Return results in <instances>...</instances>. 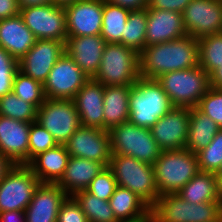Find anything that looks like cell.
Returning a JSON list of instances; mask_svg holds the SVG:
<instances>
[{
	"label": "cell",
	"mask_w": 222,
	"mask_h": 222,
	"mask_svg": "<svg viewBox=\"0 0 222 222\" xmlns=\"http://www.w3.org/2000/svg\"><path fill=\"white\" fill-rule=\"evenodd\" d=\"M177 194L189 203L220 202L216 173L199 171Z\"/></svg>",
	"instance_id": "cell-29"
},
{
	"label": "cell",
	"mask_w": 222,
	"mask_h": 222,
	"mask_svg": "<svg viewBox=\"0 0 222 222\" xmlns=\"http://www.w3.org/2000/svg\"><path fill=\"white\" fill-rule=\"evenodd\" d=\"M130 11L104 0L101 36L106 43H120Z\"/></svg>",
	"instance_id": "cell-30"
},
{
	"label": "cell",
	"mask_w": 222,
	"mask_h": 222,
	"mask_svg": "<svg viewBox=\"0 0 222 222\" xmlns=\"http://www.w3.org/2000/svg\"><path fill=\"white\" fill-rule=\"evenodd\" d=\"M199 169L202 172L218 173L222 167V129L211 143L196 152Z\"/></svg>",
	"instance_id": "cell-36"
},
{
	"label": "cell",
	"mask_w": 222,
	"mask_h": 222,
	"mask_svg": "<svg viewBox=\"0 0 222 222\" xmlns=\"http://www.w3.org/2000/svg\"><path fill=\"white\" fill-rule=\"evenodd\" d=\"M153 168L159 196L177 193L200 171L196 153L187 148L162 151Z\"/></svg>",
	"instance_id": "cell-4"
},
{
	"label": "cell",
	"mask_w": 222,
	"mask_h": 222,
	"mask_svg": "<svg viewBox=\"0 0 222 222\" xmlns=\"http://www.w3.org/2000/svg\"><path fill=\"white\" fill-rule=\"evenodd\" d=\"M17 0H0V20L19 15Z\"/></svg>",
	"instance_id": "cell-43"
},
{
	"label": "cell",
	"mask_w": 222,
	"mask_h": 222,
	"mask_svg": "<svg viewBox=\"0 0 222 222\" xmlns=\"http://www.w3.org/2000/svg\"><path fill=\"white\" fill-rule=\"evenodd\" d=\"M139 78V53L120 43H106L99 69L92 79L104 86H126Z\"/></svg>",
	"instance_id": "cell-7"
},
{
	"label": "cell",
	"mask_w": 222,
	"mask_h": 222,
	"mask_svg": "<svg viewBox=\"0 0 222 222\" xmlns=\"http://www.w3.org/2000/svg\"><path fill=\"white\" fill-rule=\"evenodd\" d=\"M105 44L101 35L67 36L65 52L88 77L93 78L99 69Z\"/></svg>",
	"instance_id": "cell-21"
},
{
	"label": "cell",
	"mask_w": 222,
	"mask_h": 222,
	"mask_svg": "<svg viewBox=\"0 0 222 222\" xmlns=\"http://www.w3.org/2000/svg\"><path fill=\"white\" fill-rule=\"evenodd\" d=\"M106 2L114 5H118L129 11H136L146 9L148 7L149 0H105Z\"/></svg>",
	"instance_id": "cell-44"
},
{
	"label": "cell",
	"mask_w": 222,
	"mask_h": 222,
	"mask_svg": "<svg viewBox=\"0 0 222 222\" xmlns=\"http://www.w3.org/2000/svg\"><path fill=\"white\" fill-rule=\"evenodd\" d=\"M198 65V40L190 35L145 46L139 53L140 77L146 79H157L164 73L192 69Z\"/></svg>",
	"instance_id": "cell-1"
},
{
	"label": "cell",
	"mask_w": 222,
	"mask_h": 222,
	"mask_svg": "<svg viewBox=\"0 0 222 222\" xmlns=\"http://www.w3.org/2000/svg\"><path fill=\"white\" fill-rule=\"evenodd\" d=\"M65 52V43L37 39L33 47L18 61L19 71L44 84L49 72Z\"/></svg>",
	"instance_id": "cell-15"
},
{
	"label": "cell",
	"mask_w": 222,
	"mask_h": 222,
	"mask_svg": "<svg viewBox=\"0 0 222 222\" xmlns=\"http://www.w3.org/2000/svg\"><path fill=\"white\" fill-rule=\"evenodd\" d=\"M109 136L112 154L133 157L153 165L162 153L150 128L139 127L129 121L112 128Z\"/></svg>",
	"instance_id": "cell-8"
},
{
	"label": "cell",
	"mask_w": 222,
	"mask_h": 222,
	"mask_svg": "<svg viewBox=\"0 0 222 222\" xmlns=\"http://www.w3.org/2000/svg\"><path fill=\"white\" fill-rule=\"evenodd\" d=\"M65 145L39 153L27 165L41 183L57 184L62 178L69 160Z\"/></svg>",
	"instance_id": "cell-24"
},
{
	"label": "cell",
	"mask_w": 222,
	"mask_h": 222,
	"mask_svg": "<svg viewBox=\"0 0 222 222\" xmlns=\"http://www.w3.org/2000/svg\"><path fill=\"white\" fill-rule=\"evenodd\" d=\"M19 15L37 39L66 42L68 35L64 6L50 3L21 8Z\"/></svg>",
	"instance_id": "cell-11"
},
{
	"label": "cell",
	"mask_w": 222,
	"mask_h": 222,
	"mask_svg": "<svg viewBox=\"0 0 222 222\" xmlns=\"http://www.w3.org/2000/svg\"><path fill=\"white\" fill-rule=\"evenodd\" d=\"M221 128L197 107L190 108L186 147L193 153L207 147Z\"/></svg>",
	"instance_id": "cell-28"
},
{
	"label": "cell",
	"mask_w": 222,
	"mask_h": 222,
	"mask_svg": "<svg viewBox=\"0 0 222 222\" xmlns=\"http://www.w3.org/2000/svg\"><path fill=\"white\" fill-rule=\"evenodd\" d=\"M216 176H217L218 196L222 206V173H217Z\"/></svg>",
	"instance_id": "cell-49"
},
{
	"label": "cell",
	"mask_w": 222,
	"mask_h": 222,
	"mask_svg": "<svg viewBox=\"0 0 222 222\" xmlns=\"http://www.w3.org/2000/svg\"><path fill=\"white\" fill-rule=\"evenodd\" d=\"M0 222H25L24 211L0 212Z\"/></svg>",
	"instance_id": "cell-45"
},
{
	"label": "cell",
	"mask_w": 222,
	"mask_h": 222,
	"mask_svg": "<svg viewBox=\"0 0 222 222\" xmlns=\"http://www.w3.org/2000/svg\"><path fill=\"white\" fill-rule=\"evenodd\" d=\"M109 203L118 222H151V208L129 189L117 186Z\"/></svg>",
	"instance_id": "cell-25"
},
{
	"label": "cell",
	"mask_w": 222,
	"mask_h": 222,
	"mask_svg": "<svg viewBox=\"0 0 222 222\" xmlns=\"http://www.w3.org/2000/svg\"><path fill=\"white\" fill-rule=\"evenodd\" d=\"M199 65L210 75L222 65V33L198 39Z\"/></svg>",
	"instance_id": "cell-33"
},
{
	"label": "cell",
	"mask_w": 222,
	"mask_h": 222,
	"mask_svg": "<svg viewBox=\"0 0 222 222\" xmlns=\"http://www.w3.org/2000/svg\"><path fill=\"white\" fill-rule=\"evenodd\" d=\"M187 35L182 13L147 9L146 46L169 42Z\"/></svg>",
	"instance_id": "cell-20"
},
{
	"label": "cell",
	"mask_w": 222,
	"mask_h": 222,
	"mask_svg": "<svg viewBox=\"0 0 222 222\" xmlns=\"http://www.w3.org/2000/svg\"><path fill=\"white\" fill-rule=\"evenodd\" d=\"M221 217L220 202L189 203L177 193L159 196L151 208V222H216Z\"/></svg>",
	"instance_id": "cell-5"
},
{
	"label": "cell",
	"mask_w": 222,
	"mask_h": 222,
	"mask_svg": "<svg viewBox=\"0 0 222 222\" xmlns=\"http://www.w3.org/2000/svg\"><path fill=\"white\" fill-rule=\"evenodd\" d=\"M173 107H197L210 88L209 74L200 66L162 74L156 79Z\"/></svg>",
	"instance_id": "cell-6"
},
{
	"label": "cell",
	"mask_w": 222,
	"mask_h": 222,
	"mask_svg": "<svg viewBox=\"0 0 222 222\" xmlns=\"http://www.w3.org/2000/svg\"><path fill=\"white\" fill-rule=\"evenodd\" d=\"M117 186L113 172L107 166L97 174L86 190L99 199L109 201Z\"/></svg>",
	"instance_id": "cell-38"
},
{
	"label": "cell",
	"mask_w": 222,
	"mask_h": 222,
	"mask_svg": "<svg viewBox=\"0 0 222 222\" xmlns=\"http://www.w3.org/2000/svg\"><path fill=\"white\" fill-rule=\"evenodd\" d=\"M12 92L24 101L33 104L37 109L46 100L43 84L19 70L14 78Z\"/></svg>",
	"instance_id": "cell-35"
},
{
	"label": "cell",
	"mask_w": 222,
	"mask_h": 222,
	"mask_svg": "<svg viewBox=\"0 0 222 222\" xmlns=\"http://www.w3.org/2000/svg\"><path fill=\"white\" fill-rule=\"evenodd\" d=\"M58 145H65L81 126L73 99H48L37 110V120Z\"/></svg>",
	"instance_id": "cell-10"
},
{
	"label": "cell",
	"mask_w": 222,
	"mask_h": 222,
	"mask_svg": "<svg viewBox=\"0 0 222 222\" xmlns=\"http://www.w3.org/2000/svg\"><path fill=\"white\" fill-rule=\"evenodd\" d=\"M37 108L13 92L0 98V115L24 122H35L37 120Z\"/></svg>",
	"instance_id": "cell-34"
},
{
	"label": "cell",
	"mask_w": 222,
	"mask_h": 222,
	"mask_svg": "<svg viewBox=\"0 0 222 222\" xmlns=\"http://www.w3.org/2000/svg\"><path fill=\"white\" fill-rule=\"evenodd\" d=\"M57 222H88V219L76 200L68 196L60 206Z\"/></svg>",
	"instance_id": "cell-41"
},
{
	"label": "cell",
	"mask_w": 222,
	"mask_h": 222,
	"mask_svg": "<svg viewBox=\"0 0 222 222\" xmlns=\"http://www.w3.org/2000/svg\"><path fill=\"white\" fill-rule=\"evenodd\" d=\"M19 8H27L52 3L51 0H17Z\"/></svg>",
	"instance_id": "cell-47"
},
{
	"label": "cell",
	"mask_w": 222,
	"mask_h": 222,
	"mask_svg": "<svg viewBox=\"0 0 222 222\" xmlns=\"http://www.w3.org/2000/svg\"><path fill=\"white\" fill-rule=\"evenodd\" d=\"M31 123L0 115V152L13 165H27Z\"/></svg>",
	"instance_id": "cell-18"
},
{
	"label": "cell",
	"mask_w": 222,
	"mask_h": 222,
	"mask_svg": "<svg viewBox=\"0 0 222 222\" xmlns=\"http://www.w3.org/2000/svg\"><path fill=\"white\" fill-rule=\"evenodd\" d=\"M58 144L51 133L38 122H32L29 131L28 163L39 153L56 147Z\"/></svg>",
	"instance_id": "cell-37"
},
{
	"label": "cell",
	"mask_w": 222,
	"mask_h": 222,
	"mask_svg": "<svg viewBox=\"0 0 222 222\" xmlns=\"http://www.w3.org/2000/svg\"><path fill=\"white\" fill-rule=\"evenodd\" d=\"M90 79L66 53L53 66L43 84L48 99H73Z\"/></svg>",
	"instance_id": "cell-12"
},
{
	"label": "cell",
	"mask_w": 222,
	"mask_h": 222,
	"mask_svg": "<svg viewBox=\"0 0 222 222\" xmlns=\"http://www.w3.org/2000/svg\"><path fill=\"white\" fill-rule=\"evenodd\" d=\"M104 0H78L65 5L67 35L72 37L100 35Z\"/></svg>",
	"instance_id": "cell-17"
},
{
	"label": "cell",
	"mask_w": 222,
	"mask_h": 222,
	"mask_svg": "<svg viewBox=\"0 0 222 222\" xmlns=\"http://www.w3.org/2000/svg\"><path fill=\"white\" fill-rule=\"evenodd\" d=\"M182 18L187 34L197 40L222 33V0H192Z\"/></svg>",
	"instance_id": "cell-14"
},
{
	"label": "cell",
	"mask_w": 222,
	"mask_h": 222,
	"mask_svg": "<svg viewBox=\"0 0 222 222\" xmlns=\"http://www.w3.org/2000/svg\"><path fill=\"white\" fill-rule=\"evenodd\" d=\"M40 183L28 165L14 164L0 181V212L25 211Z\"/></svg>",
	"instance_id": "cell-9"
},
{
	"label": "cell",
	"mask_w": 222,
	"mask_h": 222,
	"mask_svg": "<svg viewBox=\"0 0 222 222\" xmlns=\"http://www.w3.org/2000/svg\"><path fill=\"white\" fill-rule=\"evenodd\" d=\"M190 108L173 107L150 127L151 134L162 151L186 147Z\"/></svg>",
	"instance_id": "cell-16"
},
{
	"label": "cell",
	"mask_w": 222,
	"mask_h": 222,
	"mask_svg": "<svg viewBox=\"0 0 222 222\" xmlns=\"http://www.w3.org/2000/svg\"><path fill=\"white\" fill-rule=\"evenodd\" d=\"M192 0H149L147 9L168 10L183 13Z\"/></svg>",
	"instance_id": "cell-42"
},
{
	"label": "cell",
	"mask_w": 222,
	"mask_h": 222,
	"mask_svg": "<svg viewBox=\"0 0 222 222\" xmlns=\"http://www.w3.org/2000/svg\"><path fill=\"white\" fill-rule=\"evenodd\" d=\"M173 108L169 97L156 79L140 77L131 85L129 94V122L150 128Z\"/></svg>",
	"instance_id": "cell-2"
},
{
	"label": "cell",
	"mask_w": 222,
	"mask_h": 222,
	"mask_svg": "<svg viewBox=\"0 0 222 222\" xmlns=\"http://www.w3.org/2000/svg\"><path fill=\"white\" fill-rule=\"evenodd\" d=\"M13 164L0 152V181Z\"/></svg>",
	"instance_id": "cell-48"
},
{
	"label": "cell",
	"mask_w": 222,
	"mask_h": 222,
	"mask_svg": "<svg viewBox=\"0 0 222 222\" xmlns=\"http://www.w3.org/2000/svg\"><path fill=\"white\" fill-rule=\"evenodd\" d=\"M70 156L84 158L107 167L112 156L109 131L80 126L65 144Z\"/></svg>",
	"instance_id": "cell-13"
},
{
	"label": "cell",
	"mask_w": 222,
	"mask_h": 222,
	"mask_svg": "<svg viewBox=\"0 0 222 222\" xmlns=\"http://www.w3.org/2000/svg\"><path fill=\"white\" fill-rule=\"evenodd\" d=\"M216 222H222V217L218 221H216Z\"/></svg>",
	"instance_id": "cell-51"
},
{
	"label": "cell",
	"mask_w": 222,
	"mask_h": 222,
	"mask_svg": "<svg viewBox=\"0 0 222 222\" xmlns=\"http://www.w3.org/2000/svg\"><path fill=\"white\" fill-rule=\"evenodd\" d=\"M131 85L104 86L103 130L112 128L129 120V94Z\"/></svg>",
	"instance_id": "cell-27"
},
{
	"label": "cell",
	"mask_w": 222,
	"mask_h": 222,
	"mask_svg": "<svg viewBox=\"0 0 222 222\" xmlns=\"http://www.w3.org/2000/svg\"><path fill=\"white\" fill-rule=\"evenodd\" d=\"M197 108L222 129V90L210 87L201 97Z\"/></svg>",
	"instance_id": "cell-40"
},
{
	"label": "cell",
	"mask_w": 222,
	"mask_h": 222,
	"mask_svg": "<svg viewBox=\"0 0 222 222\" xmlns=\"http://www.w3.org/2000/svg\"><path fill=\"white\" fill-rule=\"evenodd\" d=\"M108 167L112 170L118 186L134 192L150 208L156 204L159 191L153 165L133 157L112 154Z\"/></svg>",
	"instance_id": "cell-3"
},
{
	"label": "cell",
	"mask_w": 222,
	"mask_h": 222,
	"mask_svg": "<svg viewBox=\"0 0 222 222\" xmlns=\"http://www.w3.org/2000/svg\"><path fill=\"white\" fill-rule=\"evenodd\" d=\"M18 70V61L0 47V98L12 92Z\"/></svg>",
	"instance_id": "cell-39"
},
{
	"label": "cell",
	"mask_w": 222,
	"mask_h": 222,
	"mask_svg": "<svg viewBox=\"0 0 222 222\" xmlns=\"http://www.w3.org/2000/svg\"><path fill=\"white\" fill-rule=\"evenodd\" d=\"M104 85L90 78L73 98L81 126L103 130Z\"/></svg>",
	"instance_id": "cell-22"
},
{
	"label": "cell",
	"mask_w": 222,
	"mask_h": 222,
	"mask_svg": "<svg viewBox=\"0 0 222 222\" xmlns=\"http://www.w3.org/2000/svg\"><path fill=\"white\" fill-rule=\"evenodd\" d=\"M36 41L20 15L0 20V47L15 60L19 61Z\"/></svg>",
	"instance_id": "cell-23"
},
{
	"label": "cell",
	"mask_w": 222,
	"mask_h": 222,
	"mask_svg": "<svg viewBox=\"0 0 222 222\" xmlns=\"http://www.w3.org/2000/svg\"><path fill=\"white\" fill-rule=\"evenodd\" d=\"M53 4L59 5V6H65L71 3H75L78 0H51Z\"/></svg>",
	"instance_id": "cell-50"
},
{
	"label": "cell",
	"mask_w": 222,
	"mask_h": 222,
	"mask_svg": "<svg viewBox=\"0 0 222 222\" xmlns=\"http://www.w3.org/2000/svg\"><path fill=\"white\" fill-rule=\"evenodd\" d=\"M105 166L102 163L70 156L65 172L57 183L68 196L86 190Z\"/></svg>",
	"instance_id": "cell-26"
},
{
	"label": "cell",
	"mask_w": 222,
	"mask_h": 222,
	"mask_svg": "<svg viewBox=\"0 0 222 222\" xmlns=\"http://www.w3.org/2000/svg\"><path fill=\"white\" fill-rule=\"evenodd\" d=\"M147 8L130 11L121 35V44L140 53L146 46Z\"/></svg>",
	"instance_id": "cell-31"
},
{
	"label": "cell",
	"mask_w": 222,
	"mask_h": 222,
	"mask_svg": "<svg viewBox=\"0 0 222 222\" xmlns=\"http://www.w3.org/2000/svg\"><path fill=\"white\" fill-rule=\"evenodd\" d=\"M210 87L222 90V65H219L210 75Z\"/></svg>",
	"instance_id": "cell-46"
},
{
	"label": "cell",
	"mask_w": 222,
	"mask_h": 222,
	"mask_svg": "<svg viewBox=\"0 0 222 222\" xmlns=\"http://www.w3.org/2000/svg\"><path fill=\"white\" fill-rule=\"evenodd\" d=\"M72 197L80 205L88 222H118L109 201L99 199L87 190L79 191Z\"/></svg>",
	"instance_id": "cell-32"
},
{
	"label": "cell",
	"mask_w": 222,
	"mask_h": 222,
	"mask_svg": "<svg viewBox=\"0 0 222 222\" xmlns=\"http://www.w3.org/2000/svg\"><path fill=\"white\" fill-rule=\"evenodd\" d=\"M68 195L57 184L40 183L25 209V222H57L61 204Z\"/></svg>",
	"instance_id": "cell-19"
}]
</instances>
